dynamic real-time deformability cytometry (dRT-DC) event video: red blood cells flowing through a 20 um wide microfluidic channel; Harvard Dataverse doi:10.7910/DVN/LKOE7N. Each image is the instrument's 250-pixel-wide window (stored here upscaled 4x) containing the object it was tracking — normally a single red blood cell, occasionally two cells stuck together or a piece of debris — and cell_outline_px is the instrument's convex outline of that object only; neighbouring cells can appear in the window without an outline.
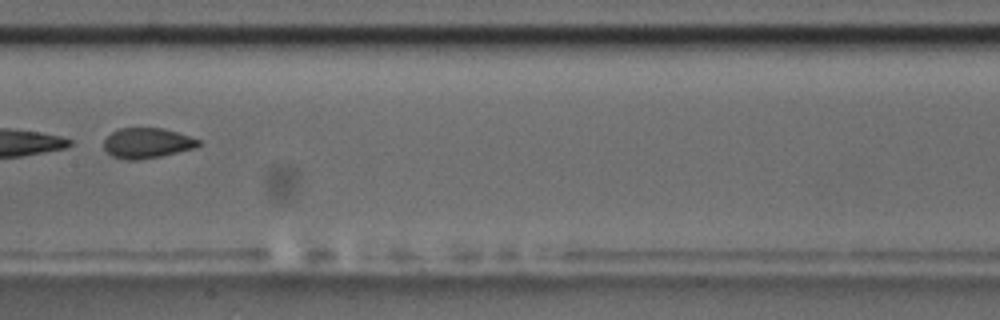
{"species": "common noctule bat (a hibernating species)", "species_latin": "Nyctalus noctula", "temperature_condition": "room temperature", "stored_images_in_passage": 14, "camera_frame_rate_fps": 3000, "um_per_image_px": 0.085, "animal": {"sex": "male", "body_mass_g": 17.5, "forearm_length_mm": 52.3}, "frame": {"image": 1, "passage_image": 7, "time_ms": 8.0, "image_size_px": [1000, 320], "cell_outline_px": [[200, 144], [196, 148], [160, 156], [136, 160], [124, 160], [112, 156], [104, 148], [104, 140], [112, 132], [120, 128], [164, 128], [200, 140]], "centroid_in_image_um": [12.49, 12.16], "position_along_channel_um": 194.9, "area_um2": 16.59}, "authors_computed_cell_mechanics": {"area_um2": 19.4786, "velocity_mm_per_s": 3.132, "shape_relaxation_time_tau1_ms": null, "shape_relaxation_time_tau2_ms": 1.8146, "deformation_change_tau1": null, "deformation_change_tau2": 0.0558}}